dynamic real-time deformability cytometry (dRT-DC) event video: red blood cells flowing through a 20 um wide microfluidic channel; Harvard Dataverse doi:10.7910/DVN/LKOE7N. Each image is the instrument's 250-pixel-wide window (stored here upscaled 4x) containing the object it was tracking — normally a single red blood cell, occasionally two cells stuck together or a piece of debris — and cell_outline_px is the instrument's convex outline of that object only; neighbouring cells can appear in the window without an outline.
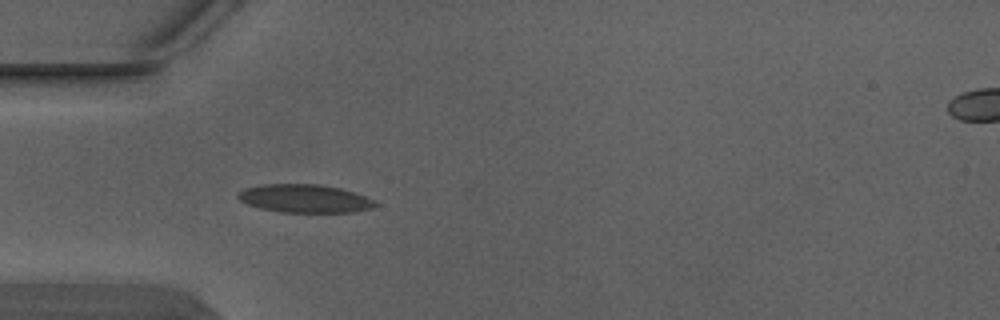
{"species": "Egyptian fruit bat (a non-hibernating species)", "species_latin": "Rousettus aegyptiacus", "temperature_condition": "warm", "stored_images_in_passage": 3, "segment_of_instrument_passage": [1, 2], "camera_frame_rate_fps": 3000, "um_per_image_px": 0.085, "animal": {"sex": "male"}, "frame": {"image": 1, "passage_image": 2, "time_ms": 0.333, "image_size_px": [1000, 320], "cell_outline_px": [[380, 204], [372, 208], [352, 212], [280, 212], [260, 208], [248, 204], [240, 200], [236, 196], [244, 188], [260, 184], [320, 184], [340, 188], [376, 200]], "centroid_in_image_um": [25.91, 16.87], "position_along_channel_um": 59.1, "area_um2": 22.6}}